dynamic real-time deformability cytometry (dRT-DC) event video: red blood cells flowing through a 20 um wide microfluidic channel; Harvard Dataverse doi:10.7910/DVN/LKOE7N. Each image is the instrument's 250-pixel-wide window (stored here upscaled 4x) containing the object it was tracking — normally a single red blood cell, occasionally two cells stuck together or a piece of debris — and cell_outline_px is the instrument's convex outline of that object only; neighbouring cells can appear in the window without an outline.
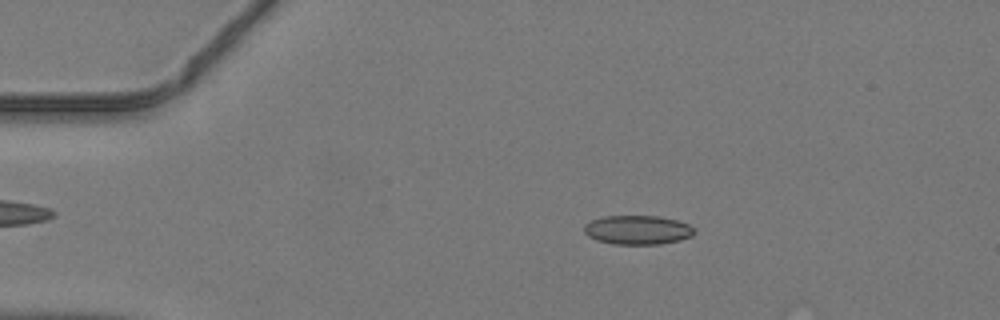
{"species": "common noctule bat (a hibernating species)", "species_latin": "Nyctalus noctula", "temperature_condition": "warm", "stored_images_in_passage": 39, "camera_frame_rate_fps": 3000, "um_per_image_px": 0.085, "animal": {"sex": "male", "body_mass_g": 19.2, "forearm_length_mm": 51.8}, "frame": {"image": 1, "passage_image": 2, "time_ms": 0.333, "image_size_px": [1000, 320], "cell_outline_px": [[696, 232], [692, 236], [680, 240], [660, 244], [612, 244], [596, 240], [588, 236], [584, 232], [584, 224], [592, 220], [604, 216], [660, 216], [676, 220], [688, 224]], "centroid_in_image_um": [54.18, 19.54], "position_along_channel_um": 30.8, "area_um2": 18.73}}
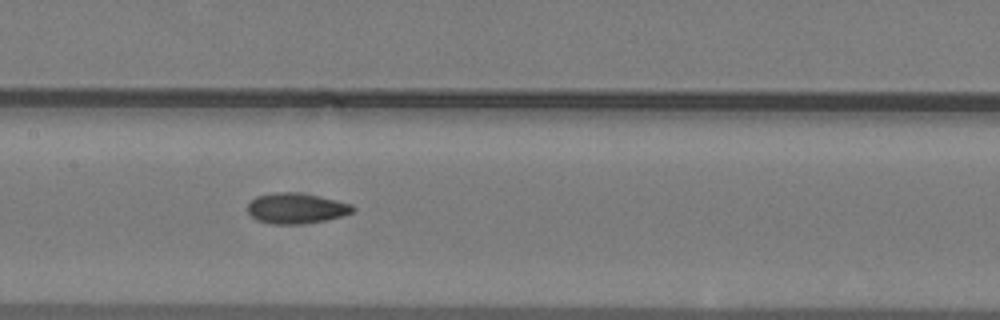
{"frame": {"image": 2, "passage_image": 16, "time_ms": 5.0, "image_size_px": [1000, 320], "cell_outline_px": [[356, 208], [352, 212], [344, 216], [324, 220], [300, 224], [268, 224], [256, 220], [248, 212], [248, 204], [256, 196], [276, 192], [296, 192], [336, 200], [352, 204]], "centroid_in_image_um": [25.17, 17.71], "position_along_channel_um": 182.2, "area_um2": 18.67}}
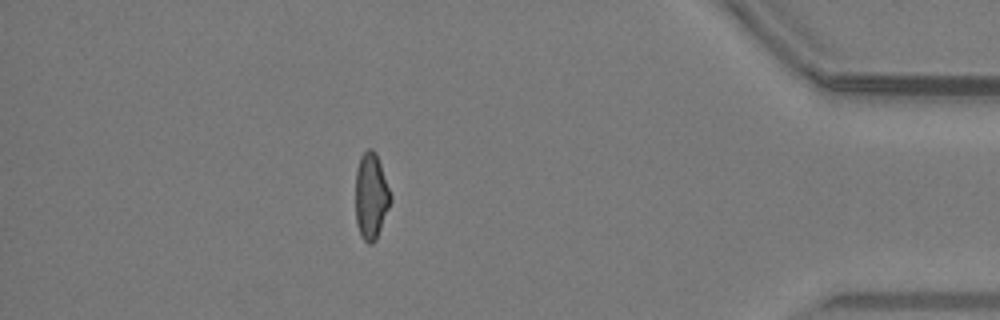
{"frame": {"image": 3, "passage_image": 34, "time_ms": 11.0, "image_size_px": [1000, 320], "cell_outline_px": [[392, 200], [376, 240], [372, 244], [368, 244], [360, 236], [356, 224], [356, 168], [360, 156], [368, 148], [372, 148], [376, 152], [392, 196]], "centroid_in_image_um": [31.54, 16.68], "position_along_channel_um": 403.7, "area_um2": 17.8}}